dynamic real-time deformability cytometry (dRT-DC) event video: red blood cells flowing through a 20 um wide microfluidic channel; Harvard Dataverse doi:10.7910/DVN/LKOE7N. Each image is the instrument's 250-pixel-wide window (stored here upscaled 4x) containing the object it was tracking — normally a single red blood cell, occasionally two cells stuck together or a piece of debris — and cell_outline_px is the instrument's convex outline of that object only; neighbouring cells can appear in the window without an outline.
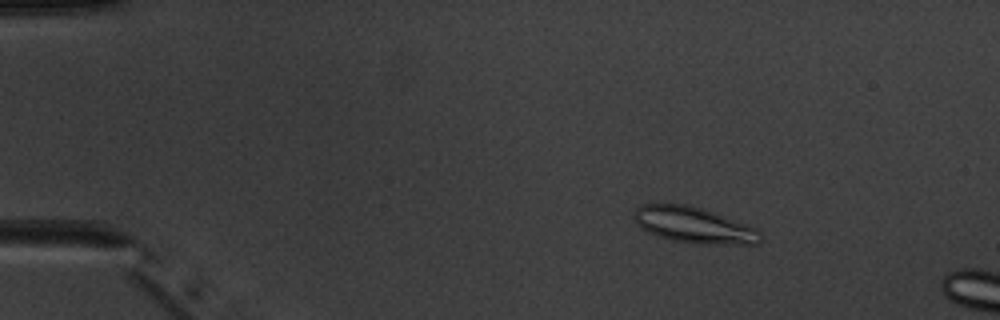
{"species": "common noctule bat (a hibernating species)", "species_latin": "Nyctalus noctula", "temperature_condition": "warm", "stored_images_in_passage": 4, "camera_frame_rate_fps": 3000, "um_per_image_px": 0.085, "animal": {"sex": "male", "body_mass_g": 20.1, "forearm_length_mm": 53.5}, "frame": {"image": 1, "passage_image": 3, "time_ms": 2.333, "image_size_px": [1000, 320], "cell_outline_px": [[764, 240], [760, 244], [696, 244], [672, 240], [648, 232], [640, 228], [636, 224], [632, 216], [636, 208], [640, 204], [684, 204], [700, 208], [712, 212], [756, 228], [764, 236]], "centroid_in_image_um": [58.98, 19.15], "position_along_channel_um": 26.0, "area_um2": 26.59}}